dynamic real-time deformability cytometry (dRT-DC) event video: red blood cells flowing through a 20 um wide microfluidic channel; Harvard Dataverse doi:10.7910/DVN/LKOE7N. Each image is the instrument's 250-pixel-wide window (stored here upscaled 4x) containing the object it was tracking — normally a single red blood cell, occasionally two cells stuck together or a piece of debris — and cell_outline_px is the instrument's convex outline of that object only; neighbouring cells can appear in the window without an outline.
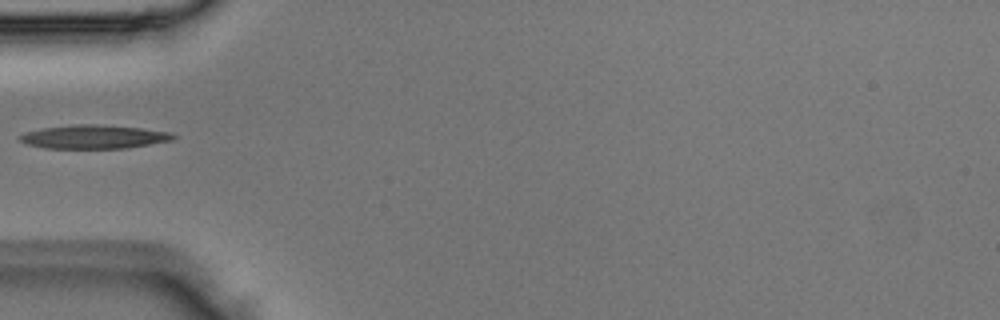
{"species": "Egyptian fruit bat (a non-hibernating species)", "species_latin": "Rousettus aegyptiacus", "temperature_condition": "room temperature", "stored_images_in_passage": 2, "camera_frame_rate_fps": 3000, "um_per_image_px": 0.085, "animal": {"sex": "male"}, "frame": {"image": 1, "passage_image": 2, "time_ms": 0.333, "image_size_px": [1000, 320], "cell_outline_px": [[176, 136], [172, 140], [128, 148], [44, 148], [28, 144], [20, 140], [16, 136], [28, 132], [44, 128], [76, 124], [96, 124], [140, 128], [168, 132]], "centroid_in_image_um": [7.97, 11.63], "position_along_channel_um": 77.0, "area_um2": 20.87}}